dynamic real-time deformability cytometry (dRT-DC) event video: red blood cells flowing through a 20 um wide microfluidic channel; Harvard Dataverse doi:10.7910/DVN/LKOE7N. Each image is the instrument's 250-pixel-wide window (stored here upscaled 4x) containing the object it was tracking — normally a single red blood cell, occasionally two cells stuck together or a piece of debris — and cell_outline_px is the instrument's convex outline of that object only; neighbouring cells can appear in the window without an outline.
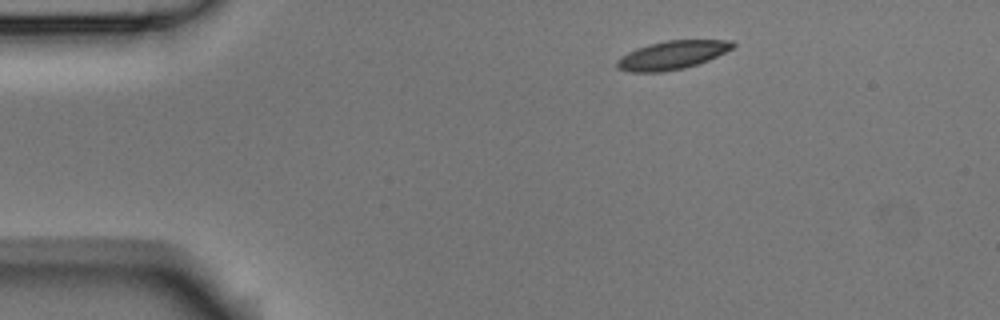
{"species": "Egyptian fruit bat (a non-hibernating species)", "species_latin": "Rousettus aegyptiacus", "temperature_condition": "room temperature", "stored_images_in_passage": 3, "camera_frame_rate_fps": 3000, "um_per_image_px": 0.085, "animal": {"sex": "male"}, "frame": {"image": 1, "passage_image": 1, "time_ms": 0.0, "image_size_px": [1000, 320], "cell_outline_px": [[736, 44], [732, 48], [708, 60], [684, 68], [660, 72], [632, 72], [620, 68], [616, 64], [616, 60], [620, 56], [636, 48], [648, 44], [668, 40], [732, 40]], "centroid_in_image_um": [57.11, 4.67], "position_along_channel_um": 27.9, "area_um2": 19.02}}
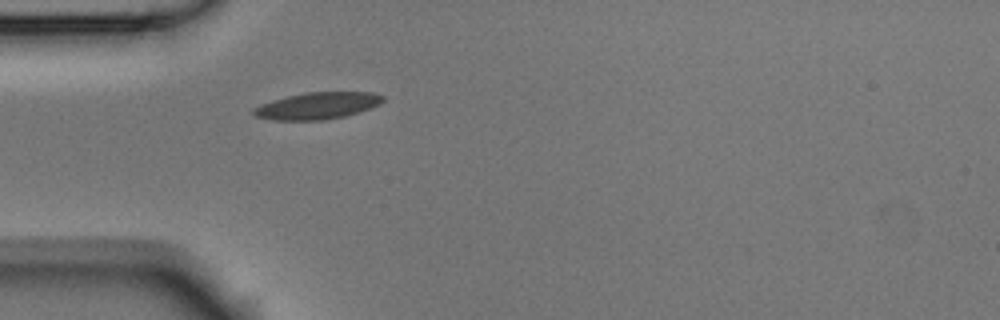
{"frame": {"image": 2, "passage_image": 3, "time_ms": 0.667, "image_size_px": [1000, 320], "cell_outline_px": [[384, 100], [380, 104], [344, 116], [324, 120], [272, 120], [256, 116], [252, 112], [252, 108], [272, 100], [288, 96], [308, 92], [372, 92], [384, 96]], "centroid_in_image_um": [26.96, 8.98], "position_along_channel_um": 58.0, "area_um2": 20.0}}